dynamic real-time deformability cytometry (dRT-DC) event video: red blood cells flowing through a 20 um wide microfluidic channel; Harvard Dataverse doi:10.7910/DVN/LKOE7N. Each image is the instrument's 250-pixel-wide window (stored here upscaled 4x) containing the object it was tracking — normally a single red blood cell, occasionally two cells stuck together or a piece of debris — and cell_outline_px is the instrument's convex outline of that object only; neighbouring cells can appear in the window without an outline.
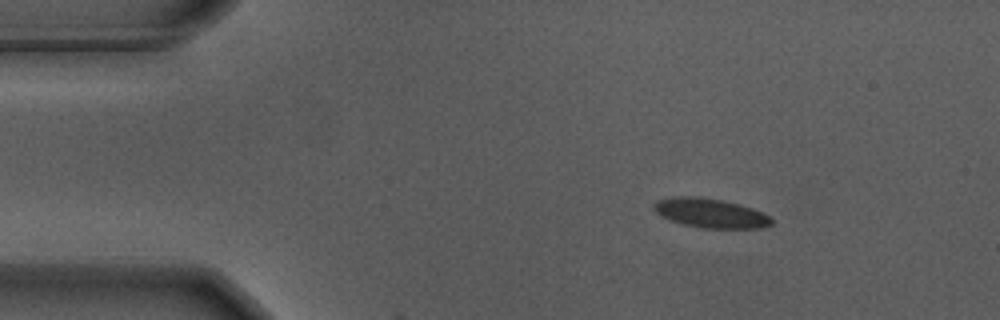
{"species": "Egyptian fruit bat (a non-hibernating species)", "species_latin": "Rousettus aegyptiacus", "temperature_condition": "warm", "stored_images_in_passage": 5, "camera_frame_rate_fps": 3000, "um_per_image_px": 0.085, "animal": {"sex": "male"}, "frame": {"image": 1, "passage_image": 1, "time_ms": 0.0, "image_size_px": [1000, 320], "cell_outline_px": [[772, 224], [760, 228], [704, 228], [684, 224], [668, 220], [656, 212], [652, 208], [652, 204], [656, 200], [676, 196], [696, 196], [720, 200], [752, 208], [768, 216], [772, 220]], "centroid_in_image_um": [60.32, 18.11], "position_along_channel_um": 24.7, "area_um2": 19.88}}